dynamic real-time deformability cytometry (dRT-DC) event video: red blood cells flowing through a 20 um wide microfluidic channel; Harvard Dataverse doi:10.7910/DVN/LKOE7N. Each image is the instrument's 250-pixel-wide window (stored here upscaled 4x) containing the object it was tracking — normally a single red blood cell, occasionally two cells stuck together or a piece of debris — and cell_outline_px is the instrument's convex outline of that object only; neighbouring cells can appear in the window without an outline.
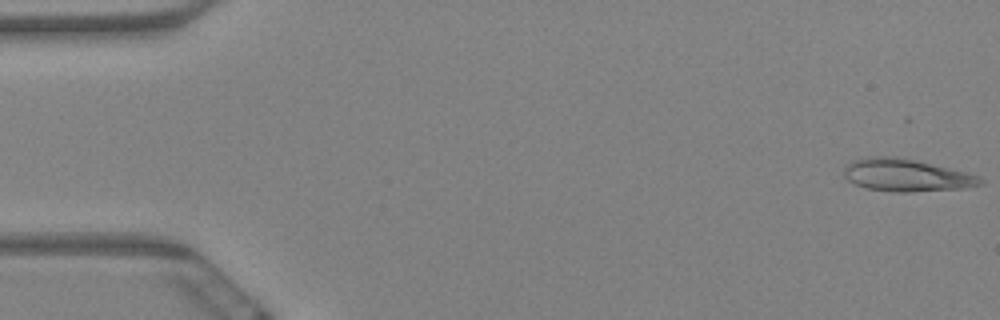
{"species": "Egyptian fruit bat (a non-hibernating species)", "species_latin": "Rousettus aegyptiacus", "temperature_condition": "warm", "stored_images_in_passage": 7, "camera_frame_rate_fps": 3000, "um_per_image_px": 0.085, "animal": {"sex": "female"}, "frame": {"image": 1, "passage_image": 1, "time_ms": 0.0, "image_size_px": [1000, 320], "cell_outline_px": [[984, 180], [980, 184], [960, 188], [912, 192], [892, 192], [864, 188], [848, 180], [844, 176], [844, 168], [852, 160], [868, 156], [900, 156], [980, 176]], "centroid_in_image_um": [76.97, 14.88], "position_along_channel_um": 8.0, "area_um2": 25.72}}
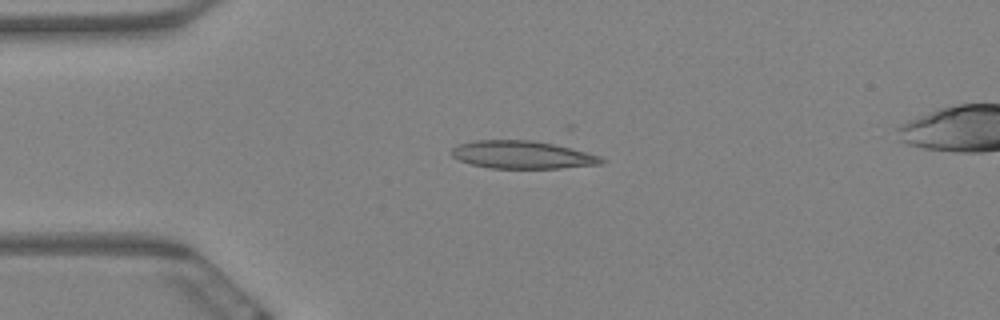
{"frame": {"image": 2, "passage_image": 5, "time_ms": 1.333, "image_size_px": [1000, 320], "cell_outline_px": [[608, 160], [604, 164], [560, 168], [488, 168], [472, 164], [460, 160], [452, 156], [452, 148], [460, 144], [476, 140], [532, 140], [572, 148], [600, 156]], "centroid_in_image_um": [44.45, 13.16], "position_along_channel_um": 40.6, "area_um2": 24.22}}